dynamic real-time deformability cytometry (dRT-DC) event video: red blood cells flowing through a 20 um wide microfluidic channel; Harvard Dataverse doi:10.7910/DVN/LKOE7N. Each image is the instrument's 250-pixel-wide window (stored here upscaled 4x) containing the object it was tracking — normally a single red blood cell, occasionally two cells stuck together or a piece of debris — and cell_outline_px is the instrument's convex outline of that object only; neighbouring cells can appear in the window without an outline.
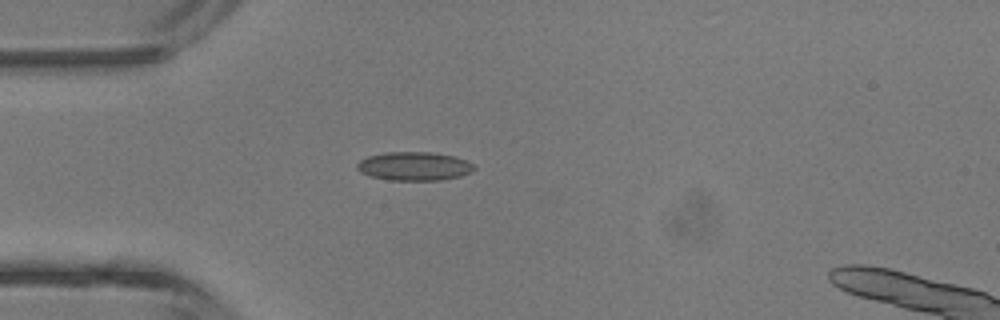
{"species": "common noctule bat (a hibernating species)", "species_latin": "Nyctalus noctula", "temperature_condition": "room temperature", "stored_images_in_passage": 33, "camera_frame_rate_fps": 3000, "um_per_image_px": 0.085, "animal": {"sex": "male", "body_mass_g": 13.3}, "frame": {"image": 1, "passage_image": 1, "time_ms": 0.0, "image_size_px": [1000, 320], "cell_outline_px": [[476, 168], [472, 172], [460, 176], [444, 180], [388, 180], [372, 176], [360, 172], [356, 168], [356, 164], [360, 160], [368, 156], [384, 152], [428, 152], [456, 156], [476, 164]], "centroid_in_image_um": [35.24, 14.12], "position_along_channel_um": 49.8, "area_um2": 19.77}}
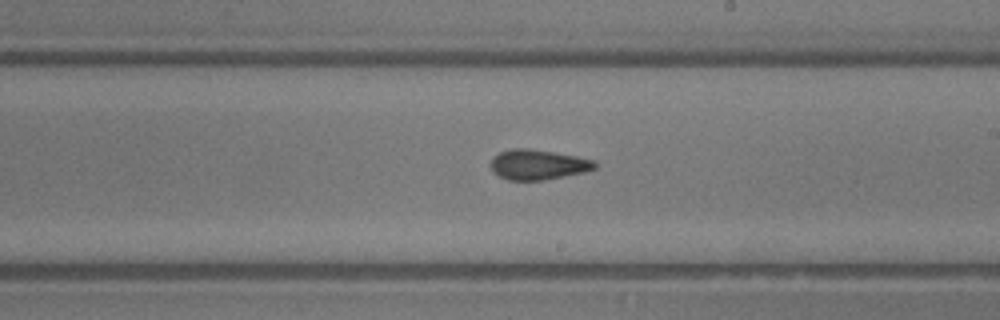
{"frame": {"image": 2, "passage_image": 14, "time_ms": 4.333, "image_size_px": [1000, 320], "cell_outline_px": [[596, 168], [584, 172], [544, 180], [508, 180], [500, 176], [492, 168], [492, 160], [500, 152], [512, 148], [528, 148], [576, 156], [596, 160]], "centroid_in_image_um": [45.78, 13.99], "position_along_channel_um": 243.2, "area_um2": 17.98}}
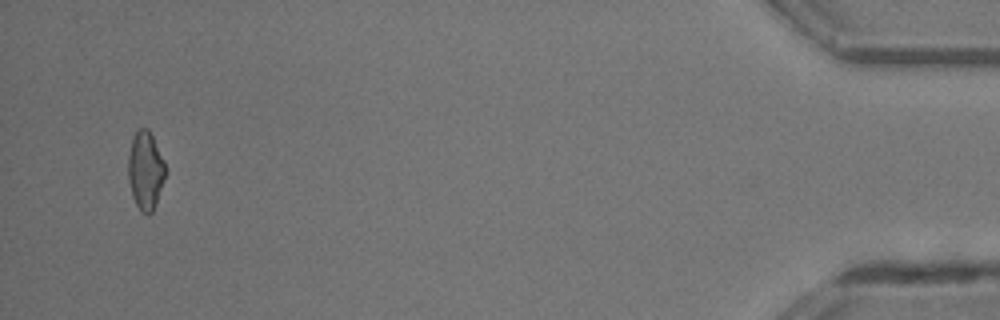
{"frame": {"image": 3, "passage_image": 31, "time_ms": 10.0, "image_size_px": [1000, 320], "cell_outline_px": [[164, 176], [156, 204], [152, 212], [140, 212], [132, 196], [128, 180], [128, 156], [132, 136], [140, 128], [148, 128], [164, 160]], "centroid_in_image_um": [12.33, 14.47], "position_along_channel_um": 422.9, "area_um2": 16.7}, "authors_computed_cell_mechanics": {"area_um2": 17.9758, "velocity_mm_per_s": 4.7173, "shape_relaxation_time_tau1_ms": null, "shape_relaxation_time_tau2_ms": 1.7282, "deformation_change_tau1": null, "deformation_change_tau2": 0.0847}}